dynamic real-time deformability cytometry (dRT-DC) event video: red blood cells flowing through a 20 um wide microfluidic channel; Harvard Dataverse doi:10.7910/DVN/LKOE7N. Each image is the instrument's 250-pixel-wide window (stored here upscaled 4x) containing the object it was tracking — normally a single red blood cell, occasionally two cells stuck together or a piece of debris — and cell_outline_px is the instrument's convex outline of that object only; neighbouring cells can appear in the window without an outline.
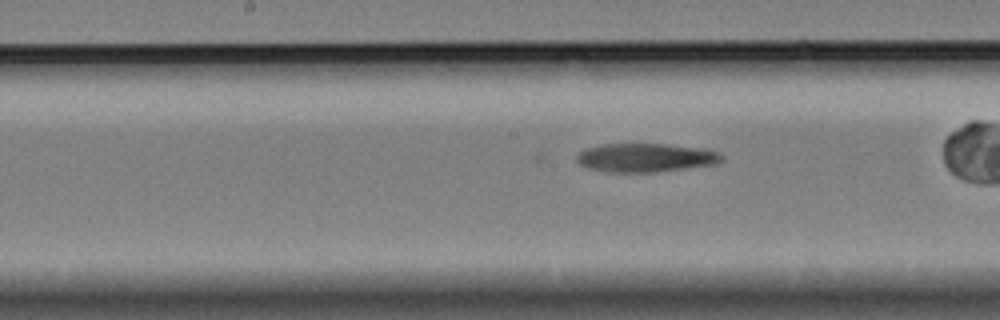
{"species": "Egyptian fruit bat (a non-hibernating species)", "species_latin": "Rousettus aegyptiacus", "temperature_condition": "cold", "stored_images_in_passage": 28, "camera_frame_rate_fps": 3000, "um_per_image_px": 0.085, "animal": {"sex": "female"}, "frame": {"image": 1, "passage_image": 10, "time_ms": 3.0, "image_size_px": [1000, 320], "cell_outline_px": [[724, 160], [716, 164], [656, 172], [608, 172], [588, 168], [580, 164], [576, 160], [576, 156], [580, 152], [588, 148], [604, 144], [664, 144], [708, 148], [720, 152], [724, 156]], "centroid_in_image_um": [54.95, 13.4], "position_along_channel_um": 193.2, "area_um2": 24.39}}
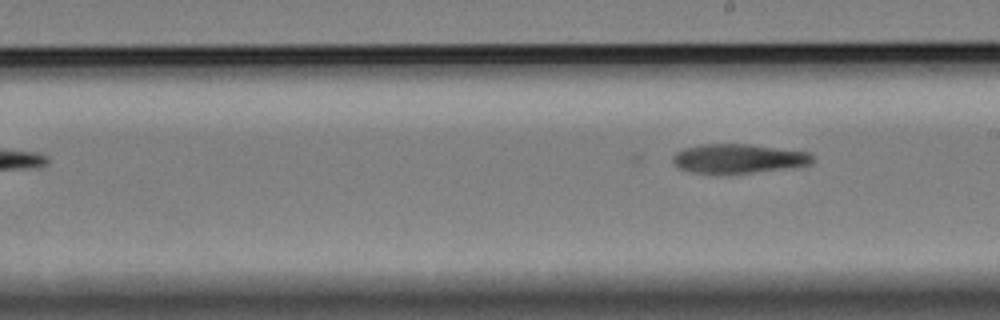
{"frame": {"image": 2, "passage_image": 13, "time_ms": 4.0, "image_size_px": [1000, 320], "cell_outline_px": [[812, 164], [792, 168], [752, 172], [692, 172], [680, 168], [672, 160], [672, 156], [676, 152], [684, 148], [700, 144], [748, 144], [808, 152], [812, 156]], "centroid_in_image_um": [62.78, 13.46], "position_along_channel_um": 226.2, "area_um2": 23.35}}
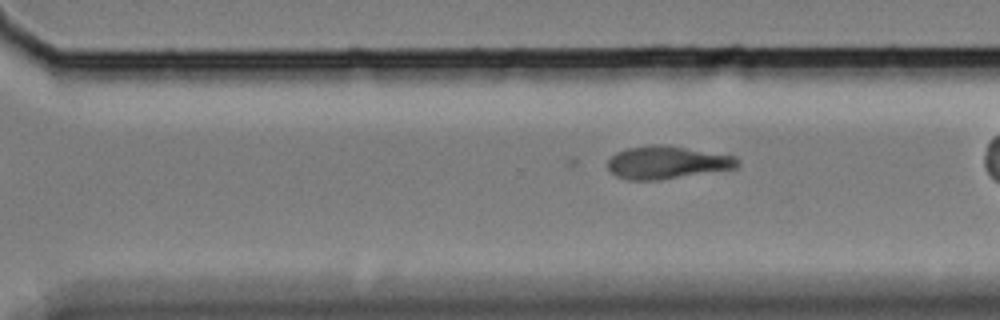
{"frame": {"image": 3, "passage_image": 21, "time_ms": 6.667, "image_size_px": [1000, 320], "cell_outline_px": [[740, 164], [736, 168], [660, 180], [628, 180], [616, 176], [608, 168], [608, 160], [616, 152], [628, 148], [652, 144], [660, 144], [736, 156], [740, 160]], "centroid_in_image_um": [56.7, 13.81], "position_along_channel_um": 313.9, "area_um2": 24.74}}